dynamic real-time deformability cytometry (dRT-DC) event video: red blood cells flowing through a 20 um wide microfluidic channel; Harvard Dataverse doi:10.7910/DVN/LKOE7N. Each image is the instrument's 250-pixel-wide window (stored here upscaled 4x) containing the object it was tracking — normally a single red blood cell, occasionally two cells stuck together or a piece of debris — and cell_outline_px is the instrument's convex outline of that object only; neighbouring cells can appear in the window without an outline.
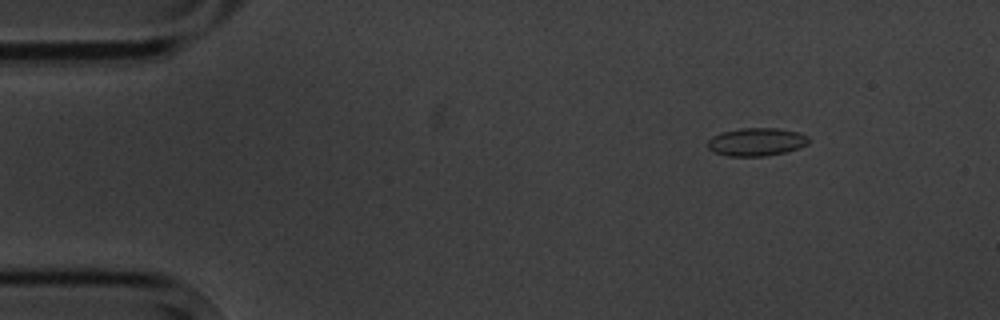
{"species": "common noctule bat (a hibernating species)", "species_latin": "Nyctalus noctula", "temperature_condition": "cold", "stored_images_in_passage": 4, "camera_frame_rate_fps": 3000, "um_per_image_px": 0.085, "animal": {"sex": "male", "body_mass_g": 20.1, "forearm_length_mm": 53.5}, "frame": {"image": 1, "passage_image": 2, "time_ms": 1.333, "image_size_px": [1000, 320], "cell_outline_px": [[808, 144], [800, 148], [784, 152], [764, 156], [728, 156], [712, 152], [708, 148], [708, 140], [712, 136], [720, 132], [740, 128], [780, 128], [800, 132], [808, 136]], "centroid_in_image_um": [64.29, 12.05], "position_along_channel_um": 20.7, "area_um2": 16.7}}